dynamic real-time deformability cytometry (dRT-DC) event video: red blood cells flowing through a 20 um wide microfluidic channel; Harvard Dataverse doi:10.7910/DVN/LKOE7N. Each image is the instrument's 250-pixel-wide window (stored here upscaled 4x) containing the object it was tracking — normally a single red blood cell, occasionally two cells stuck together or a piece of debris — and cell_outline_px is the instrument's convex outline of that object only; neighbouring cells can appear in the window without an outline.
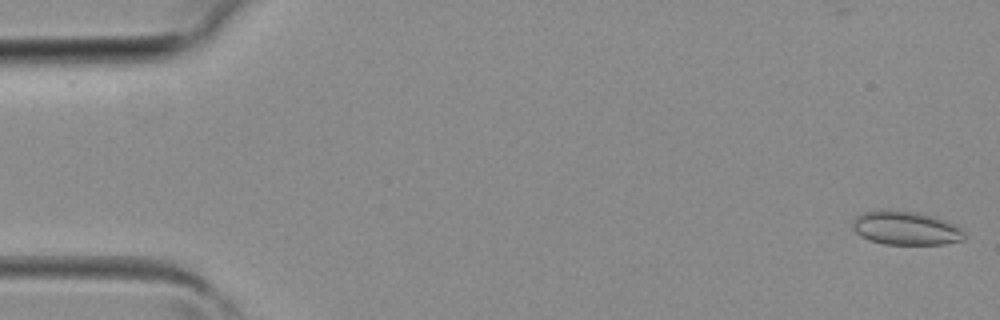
{"species": "common noctule bat (a hibernating species)", "species_latin": "Nyctalus noctula", "temperature_condition": "room temperature", "stored_images_in_passage": 4, "camera_frame_rate_fps": 3000, "um_per_image_px": 0.085, "animal": {"sex": "female", "body_mass_g": 19.3, "forearm_length_mm": 54.1}, "frame": {"image": 1, "passage_image": 1, "time_ms": 0.0, "image_size_px": [1000, 320], "cell_outline_px": [[968, 236], [964, 240], [944, 244], [884, 244], [868, 240], [860, 236], [852, 228], [852, 220], [856, 216], [864, 212], [888, 208], [920, 212], [936, 216], [960, 228]], "centroid_in_image_um": [76.98, 19.37], "position_along_channel_um": 8.0, "area_um2": 22.48}}
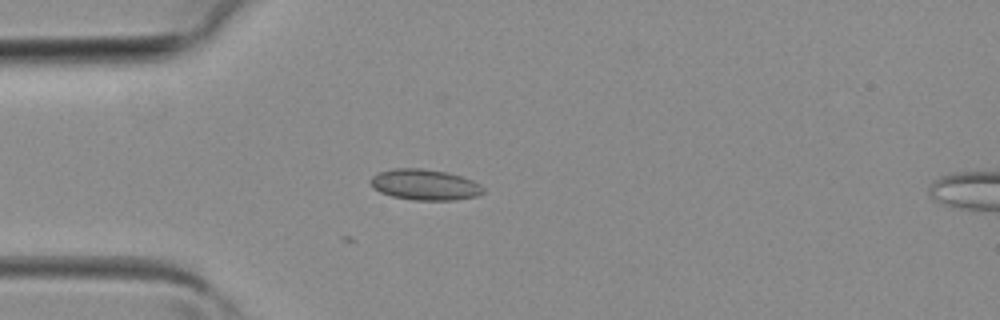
{"frame": {"image": 2, "passage_image": 4, "time_ms": 1.0, "image_size_px": [1000, 320], "cell_outline_px": [[484, 192], [476, 196], [456, 200], [412, 200], [392, 196], [380, 192], [372, 188], [368, 180], [372, 176], [380, 172], [396, 168], [420, 168], [448, 172], [472, 180], [480, 184], [484, 188]], "centroid_in_image_um": [36.09, 15.7], "position_along_channel_um": 48.9, "area_um2": 20.35}}